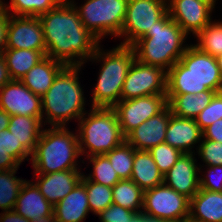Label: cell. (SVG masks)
Segmentation results:
<instances>
[{
	"mask_svg": "<svg viewBox=\"0 0 222 222\" xmlns=\"http://www.w3.org/2000/svg\"><path fill=\"white\" fill-rule=\"evenodd\" d=\"M46 56L66 66H83L101 44L82 24L73 4L60 3L56 8L39 16Z\"/></svg>",
	"mask_w": 222,
	"mask_h": 222,
	"instance_id": "cell-1",
	"label": "cell"
},
{
	"mask_svg": "<svg viewBox=\"0 0 222 222\" xmlns=\"http://www.w3.org/2000/svg\"><path fill=\"white\" fill-rule=\"evenodd\" d=\"M83 66H66L55 78L52 86L41 97L44 126L67 127L71 120L78 122L88 111L80 71ZM86 105V106H85Z\"/></svg>",
	"mask_w": 222,
	"mask_h": 222,
	"instance_id": "cell-2",
	"label": "cell"
},
{
	"mask_svg": "<svg viewBox=\"0 0 222 222\" xmlns=\"http://www.w3.org/2000/svg\"><path fill=\"white\" fill-rule=\"evenodd\" d=\"M207 90L222 92V76L214 56L190 43L168 71L166 94H197Z\"/></svg>",
	"mask_w": 222,
	"mask_h": 222,
	"instance_id": "cell-3",
	"label": "cell"
},
{
	"mask_svg": "<svg viewBox=\"0 0 222 222\" xmlns=\"http://www.w3.org/2000/svg\"><path fill=\"white\" fill-rule=\"evenodd\" d=\"M186 39L190 37L171 19L167 11L152 30H148L131 46L136 60L168 71L190 45Z\"/></svg>",
	"mask_w": 222,
	"mask_h": 222,
	"instance_id": "cell-4",
	"label": "cell"
},
{
	"mask_svg": "<svg viewBox=\"0 0 222 222\" xmlns=\"http://www.w3.org/2000/svg\"><path fill=\"white\" fill-rule=\"evenodd\" d=\"M101 45L88 60L101 65L89 102L91 107L113 108L120 101L123 84L135 60V53L129 45L117 44L107 50Z\"/></svg>",
	"mask_w": 222,
	"mask_h": 222,
	"instance_id": "cell-5",
	"label": "cell"
},
{
	"mask_svg": "<svg viewBox=\"0 0 222 222\" xmlns=\"http://www.w3.org/2000/svg\"><path fill=\"white\" fill-rule=\"evenodd\" d=\"M48 127V128H47ZM77 131L69 127L46 126L31 155L34 174L82 169Z\"/></svg>",
	"mask_w": 222,
	"mask_h": 222,
	"instance_id": "cell-6",
	"label": "cell"
},
{
	"mask_svg": "<svg viewBox=\"0 0 222 222\" xmlns=\"http://www.w3.org/2000/svg\"><path fill=\"white\" fill-rule=\"evenodd\" d=\"M77 123L81 158L106 154L125 141L113 108L90 106Z\"/></svg>",
	"mask_w": 222,
	"mask_h": 222,
	"instance_id": "cell-7",
	"label": "cell"
},
{
	"mask_svg": "<svg viewBox=\"0 0 222 222\" xmlns=\"http://www.w3.org/2000/svg\"><path fill=\"white\" fill-rule=\"evenodd\" d=\"M129 0H84L73 3L82 24L100 41L108 36L118 38ZM79 4V6H78Z\"/></svg>",
	"mask_w": 222,
	"mask_h": 222,
	"instance_id": "cell-8",
	"label": "cell"
},
{
	"mask_svg": "<svg viewBox=\"0 0 222 222\" xmlns=\"http://www.w3.org/2000/svg\"><path fill=\"white\" fill-rule=\"evenodd\" d=\"M167 0H129L119 44L131 46L167 12Z\"/></svg>",
	"mask_w": 222,
	"mask_h": 222,
	"instance_id": "cell-9",
	"label": "cell"
},
{
	"mask_svg": "<svg viewBox=\"0 0 222 222\" xmlns=\"http://www.w3.org/2000/svg\"><path fill=\"white\" fill-rule=\"evenodd\" d=\"M142 213L180 222L190 215V199L162 184L144 191Z\"/></svg>",
	"mask_w": 222,
	"mask_h": 222,
	"instance_id": "cell-10",
	"label": "cell"
},
{
	"mask_svg": "<svg viewBox=\"0 0 222 222\" xmlns=\"http://www.w3.org/2000/svg\"><path fill=\"white\" fill-rule=\"evenodd\" d=\"M167 71L134 60L125 78L120 100L166 94Z\"/></svg>",
	"mask_w": 222,
	"mask_h": 222,
	"instance_id": "cell-11",
	"label": "cell"
},
{
	"mask_svg": "<svg viewBox=\"0 0 222 222\" xmlns=\"http://www.w3.org/2000/svg\"><path fill=\"white\" fill-rule=\"evenodd\" d=\"M166 106V94H157L120 100L113 109L117 115L122 134L126 137L142 122L157 115Z\"/></svg>",
	"mask_w": 222,
	"mask_h": 222,
	"instance_id": "cell-12",
	"label": "cell"
},
{
	"mask_svg": "<svg viewBox=\"0 0 222 222\" xmlns=\"http://www.w3.org/2000/svg\"><path fill=\"white\" fill-rule=\"evenodd\" d=\"M167 10L190 38H194L213 19L215 7L206 0H167ZM192 33V34H191Z\"/></svg>",
	"mask_w": 222,
	"mask_h": 222,
	"instance_id": "cell-13",
	"label": "cell"
},
{
	"mask_svg": "<svg viewBox=\"0 0 222 222\" xmlns=\"http://www.w3.org/2000/svg\"><path fill=\"white\" fill-rule=\"evenodd\" d=\"M7 49L38 50L46 56V45L41 20L36 16L9 14Z\"/></svg>",
	"mask_w": 222,
	"mask_h": 222,
	"instance_id": "cell-14",
	"label": "cell"
},
{
	"mask_svg": "<svg viewBox=\"0 0 222 222\" xmlns=\"http://www.w3.org/2000/svg\"><path fill=\"white\" fill-rule=\"evenodd\" d=\"M0 108L10 116L42 119L41 97L29 90L21 80H11L0 89Z\"/></svg>",
	"mask_w": 222,
	"mask_h": 222,
	"instance_id": "cell-15",
	"label": "cell"
},
{
	"mask_svg": "<svg viewBox=\"0 0 222 222\" xmlns=\"http://www.w3.org/2000/svg\"><path fill=\"white\" fill-rule=\"evenodd\" d=\"M195 156V153H183L163 176V184L189 199L200 189V170Z\"/></svg>",
	"mask_w": 222,
	"mask_h": 222,
	"instance_id": "cell-16",
	"label": "cell"
},
{
	"mask_svg": "<svg viewBox=\"0 0 222 222\" xmlns=\"http://www.w3.org/2000/svg\"><path fill=\"white\" fill-rule=\"evenodd\" d=\"M82 169H72L48 174H34L33 182L51 205H56L81 181Z\"/></svg>",
	"mask_w": 222,
	"mask_h": 222,
	"instance_id": "cell-17",
	"label": "cell"
},
{
	"mask_svg": "<svg viewBox=\"0 0 222 222\" xmlns=\"http://www.w3.org/2000/svg\"><path fill=\"white\" fill-rule=\"evenodd\" d=\"M170 118V108L167 105L160 113L142 122L132 130L125 140L135 150H150L165 141V133Z\"/></svg>",
	"mask_w": 222,
	"mask_h": 222,
	"instance_id": "cell-18",
	"label": "cell"
},
{
	"mask_svg": "<svg viewBox=\"0 0 222 222\" xmlns=\"http://www.w3.org/2000/svg\"><path fill=\"white\" fill-rule=\"evenodd\" d=\"M202 137V130L194 119L174 116L170 110L164 142L182 153H196Z\"/></svg>",
	"mask_w": 222,
	"mask_h": 222,
	"instance_id": "cell-19",
	"label": "cell"
},
{
	"mask_svg": "<svg viewBox=\"0 0 222 222\" xmlns=\"http://www.w3.org/2000/svg\"><path fill=\"white\" fill-rule=\"evenodd\" d=\"M14 210L33 222L41 217L51 216L53 205L46 200L32 180L26 179L20 189Z\"/></svg>",
	"mask_w": 222,
	"mask_h": 222,
	"instance_id": "cell-20",
	"label": "cell"
},
{
	"mask_svg": "<svg viewBox=\"0 0 222 222\" xmlns=\"http://www.w3.org/2000/svg\"><path fill=\"white\" fill-rule=\"evenodd\" d=\"M90 212L85 185L80 181L75 188L56 205L53 215L57 222H85Z\"/></svg>",
	"mask_w": 222,
	"mask_h": 222,
	"instance_id": "cell-21",
	"label": "cell"
},
{
	"mask_svg": "<svg viewBox=\"0 0 222 222\" xmlns=\"http://www.w3.org/2000/svg\"><path fill=\"white\" fill-rule=\"evenodd\" d=\"M65 67V64L45 56L26 73L21 82L35 95L42 97Z\"/></svg>",
	"mask_w": 222,
	"mask_h": 222,
	"instance_id": "cell-22",
	"label": "cell"
},
{
	"mask_svg": "<svg viewBox=\"0 0 222 222\" xmlns=\"http://www.w3.org/2000/svg\"><path fill=\"white\" fill-rule=\"evenodd\" d=\"M215 94L216 92L212 90L197 94H166L167 105L174 116L195 119L207 107Z\"/></svg>",
	"mask_w": 222,
	"mask_h": 222,
	"instance_id": "cell-23",
	"label": "cell"
},
{
	"mask_svg": "<svg viewBox=\"0 0 222 222\" xmlns=\"http://www.w3.org/2000/svg\"><path fill=\"white\" fill-rule=\"evenodd\" d=\"M189 216L202 222H222V192L199 189L190 199Z\"/></svg>",
	"mask_w": 222,
	"mask_h": 222,
	"instance_id": "cell-24",
	"label": "cell"
},
{
	"mask_svg": "<svg viewBox=\"0 0 222 222\" xmlns=\"http://www.w3.org/2000/svg\"><path fill=\"white\" fill-rule=\"evenodd\" d=\"M143 191L163 184V175L159 171L149 151L135 150L131 178Z\"/></svg>",
	"mask_w": 222,
	"mask_h": 222,
	"instance_id": "cell-25",
	"label": "cell"
},
{
	"mask_svg": "<svg viewBox=\"0 0 222 222\" xmlns=\"http://www.w3.org/2000/svg\"><path fill=\"white\" fill-rule=\"evenodd\" d=\"M42 119L37 117L12 115L8 130L31 154L34 152L43 131Z\"/></svg>",
	"mask_w": 222,
	"mask_h": 222,
	"instance_id": "cell-26",
	"label": "cell"
},
{
	"mask_svg": "<svg viewBox=\"0 0 222 222\" xmlns=\"http://www.w3.org/2000/svg\"><path fill=\"white\" fill-rule=\"evenodd\" d=\"M10 78L21 80L45 56L38 50L6 49L3 53Z\"/></svg>",
	"mask_w": 222,
	"mask_h": 222,
	"instance_id": "cell-27",
	"label": "cell"
},
{
	"mask_svg": "<svg viewBox=\"0 0 222 222\" xmlns=\"http://www.w3.org/2000/svg\"><path fill=\"white\" fill-rule=\"evenodd\" d=\"M113 204L137 213L142 212L144 191L131 179L118 181L113 187Z\"/></svg>",
	"mask_w": 222,
	"mask_h": 222,
	"instance_id": "cell-28",
	"label": "cell"
},
{
	"mask_svg": "<svg viewBox=\"0 0 222 222\" xmlns=\"http://www.w3.org/2000/svg\"><path fill=\"white\" fill-rule=\"evenodd\" d=\"M18 169L0 171V209L14 210L20 189L26 179L15 176Z\"/></svg>",
	"mask_w": 222,
	"mask_h": 222,
	"instance_id": "cell-29",
	"label": "cell"
},
{
	"mask_svg": "<svg viewBox=\"0 0 222 222\" xmlns=\"http://www.w3.org/2000/svg\"><path fill=\"white\" fill-rule=\"evenodd\" d=\"M216 20L214 18L194 37V45L215 58L222 55V20Z\"/></svg>",
	"mask_w": 222,
	"mask_h": 222,
	"instance_id": "cell-30",
	"label": "cell"
},
{
	"mask_svg": "<svg viewBox=\"0 0 222 222\" xmlns=\"http://www.w3.org/2000/svg\"><path fill=\"white\" fill-rule=\"evenodd\" d=\"M58 0H3V9L13 16H36L56 8Z\"/></svg>",
	"mask_w": 222,
	"mask_h": 222,
	"instance_id": "cell-31",
	"label": "cell"
},
{
	"mask_svg": "<svg viewBox=\"0 0 222 222\" xmlns=\"http://www.w3.org/2000/svg\"><path fill=\"white\" fill-rule=\"evenodd\" d=\"M86 159L88 164L92 165V170L89 174L83 173V175L90 181L103 184L105 186L113 187L118 181H120L117 172L113 169L108 157L103 155H93L82 160L81 163L85 164Z\"/></svg>",
	"mask_w": 222,
	"mask_h": 222,
	"instance_id": "cell-32",
	"label": "cell"
},
{
	"mask_svg": "<svg viewBox=\"0 0 222 222\" xmlns=\"http://www.w3.org/2000/svg\"><path fill=\"white\" fill-rule=\"evenodd\" d=\"M120 180L130 179L134 164L135 148L126 140L105 154Z\"/></svg>",
	"mask_w": 222,
	"mask_h": 222,
	"instance_id": "cell-33",
	"label": "cell"
},
{
	"mask_svg": "<svg viewBox=\"0 0 222 222\" xmlns=\"http://www.w3.org/2000/svg\"><path fill=\"white\" fill-rule=\"evenodd\" d=\"M81 182L85 185L90 212L98 215L113 204L112 187L88 180L84 175Z\"/></svg>",
	"mask_w": 222,
	"mask_h": 222,
	"instance_id": "cell-34",
	"label": "cell"
},
{
	"mask_svg": "<svg viewBox=\"0 0 222 222\" xmlns=\"http://www.w3.org/2000/svg\"><path fill=\"white\" fill-rule=\"evenodd\" d=\"M148 151L151 153L153 160L163 176L175 165L183 154L180 150L168 145L166 142L160 143Z\"/></svg>",
	"mask_w": 222,
	"mask_h": 222,
	"instance_id": "cell-35",
	"label": "cell"
},
{
	"mask_svg": "<svg viewBox=\"0 0 222 222\" xmlns=\"http://www.w3.org/2000/svg\"><path fill=\"white\" fill-rule=\"evenodd\" d=\"M196 156L203 163L202 165L199 164V166H222V143L202 137Z\"/></svg>",
	"mask_w": 222,
	"mask_h": 222,
	"instance_id": "cell-36",
	"label": "cell"
},
{
	"mask_svg": "<svg viewBox=\"0 0 222 222\" xmlns=\"http://www.w3.org/2000/svg\"><path fill=\"white\" fill-rule=\"evenodd\" d=\"M0 151H4L13 156L21 165L26 160H31V153L18 143L14 135L7 129L0 131Z\"/></svg>",
	"mask_w": 222,
	"mask_h": 222,
	"instance_id": "cell-37",
	"label": "cell"
},
{
	"mask_svg": "<svg viewBox=\"0 0 222 222\" xmlns=\"http://www.w3.org/2000/svg\"><path fill=\"white\" fill-rule=\"evenodd\" d=\"M218 119H222V92L216 93L207 107L194 120L203 131Z\"/></svg>",
	"mask_w": 222,
	"mask_h": 222,
	"instance_id": "cell-38",
	"label": "cell"
},
{
	"mask_svg": "<svg viewBox=\"0 0 222 222\" xmlns=\"http://www.w3.org/2000/svg\"><path fill=\"white\" fill-rule=\"evenodd\" d=\"M199 170L200 189L222 192V166H199Z\"/></svg>",
	"mask_w": 222,
	"mask_h": 222,
	"instance_id": "cell-39",
	"label": "cell"
},
{
	"mask_svg": "<svg viewBox=\"0 0 222 222\" xmlns=\"http://www.w3.org/2000/svg\"><path fill=\"white\" fill-rule=\"evenodd\" d=\"M137 214V212L125 209L122 206L111 204L96 217H99L100 222H132Z\"/></svg>",
	"mask_w": 222,
	"mask_h": 222,
	"instance_id": "cell-40",
	"label": "cell"
},
{
	"mask_svg": "<svg viewBox=\"0 0 222 222\" xmlns=\"http://www.w3.org/2000/svg\"><path fill=\"white\" fill-rule=\"evenodd\" d=\"M203 138L222 143V119H218L203 131Z\"/></svg>",
	"mask_w": 222,
	"mask_h": 222,
	"instance_id": "cell-41",
	"label": "cell"
},
{
	"mask_svg": "<svg viewBox=\"0 0 222 222\" xmlns=\"http://www.w3.org/2000/svg\"><path fill=\"white\" fill-rule=\"evenodd\" d=\"M9 25V13L4 9L0 10V55L7 49V29Z\"/></svg>",
	"mask_w": 222,
	"mask_h": 222,
	"instance_id": "cell-42",
	"label": "cell"
},
{
	"mask_svg": "<svg viewBox=\"0 0 222 222\" xmlns=\"http://www.w3.org/2000/svg\"><path fill=\"white\" fill-rule=\"evenodd\" d=\"M21 164L10 154L0 151V171L19 169Z\"/></svg>",
	"mask_w": 222,
	"mask_h": 222,
	"instance_id": "cell-43",
	"label": "cell"
},
{
	"mask_svg": "<svg viewBox=\"0 0 222 222\" xmlns=\"http://www.w3.org/2000/svg\"><path fill=\"white\" fill-rule=\"evenodd\" d=\"M0 222H32L19 215L15 210L4 211L0 213Z\"/></svg>",
	"mask_w": 222,
	"mask_h": 222,
	"instance_id": "cell-44",
	"label": "cell"
},
{
	"mask_svg": "<svg viewBox=\"0 0 222 222\" xmlns=\"http://www.w3.org/2000/svg\"><path fill=\"white\" fill-rule=\"evenodd\" d=\"M12 79L10 78L8 69L6 67L5 60L2 55H0V89Z\"/></svg>",
	"mask_w": 222,
	"mask_h": 222,
	"instance_id": "cell-45",
	"label": "cell"
},
{
	"mask_svg": "<svg viewBox=\"0 0 222 222\" xmlns=\"http://www.w3.org/2000/svg\"><path fill=\"white\" fill-rule=\"evenodd\" d=\"M10 115L0 108V131L7 130L10 122Z\"/></svg>",
	"mask_w": 222,
	"mask_h": 222,
	"instance_id": "cell-46",
	"label": "cell"
},
{
	"mask_svg": "<svg viewBox=\"0 0 222 222\" xmlns=\"http://www.w3.org/2000/svg\"><path fill=\"white\" fill-rule=\"evenodd\" d=\"M145 222H168V221L164 219H160L159 217L145 214Z\"/></svg>",
	"mask_w": 222,
	"mask_h": 222,
	"instance_id": "cell-47",
	"label": "cell"
},
{
	"mask_svg": "<svg viewBox=\"0 0 222 222\" xmlns=\"http://www.w3.org/2000/svg\"><path fill=\"white\" fill-rule=\"evenodd\" d=\"M33 222H57V220L55 219L54 215L52 214L51 216L41 217L40 219L33 221Z\"/></svg>",
	"mask_w": 222,
	"mask_h": 222,
	"instance_id": "cell-48",
	"label": "cell"
},
{
	"mask_svg": "<svg viewBox=\"0 0 222 222\" xmlns=\"http://www.w3.org/2000/svg\"><path fill=\"white\" fill-rule=\"evenodd\" d=\"M132 222H145V214L144 213H138L134 218Z\"/></svg>",
	"mask_w": 222,
	"mask_h": 222,
	"instance_id": "cell-49",
	"label": "cell"
},
{
	"mask_svg": "<svg viewBox=\"0 0 222 222\" xmlns=\"http://www.w3.org/2000/svg\"><path fill=\"white\" fill-rule=\"evenodd\" d=\"M216 62L222 76V55H219L218 57H216Z\"/></svg>",
	"mask_w": 222,
	"mask_h": 222,
	"instance_id": "cell-50",
	"label": "cell"
},
{
	"mask_svg": "<svg viewBox=\"0 0 222 222\" xmlns=\"http://www.w3.org/2000/svg\"><path fill=\"white\" fill-rule=\"evenodd\" d=\"M180 222H202V221L193 219L192 217L188 216V217L184 218L183 220H181Z\"/></svg>",
	"mask_w": 222,
	"mask_h": 222,
	"instance_id": "cell-51",
	"label": "cell"
},
{
	"mask_svg": "<svg viewBox=\"0 0 222 222\" xmlns=\"http://www.w3.org/2000/svg\"><path fill=\"white\" fill-rule=\"evenodd\" d=\"M206 1L210 2L216 8L217 0H206Z\"/></svg>",
	"mask_w": 222,
	"mask_h": 222,
	"instance_id": "cell-52",
	"label": "cell"
},
{
	"mask_svg": "<svg viewBox=\"0 0 222 222\" xmlns=\"http://www.w3.org/2000/svg\"><path fill=\"white\" fill-rule=\"evenodd\" d=\"M3 9V0H0V10Z\"/></svg>",
	"mask_w": 222,
	"mask_h": 222,
	"instance_id": "cell-53",
	"label": "cell"
},
{
	"mask_svg": "<svg viewBox=\"0 0 222 222\" xmlns=\"http://www.w3.org/2000/svg\"><path fill=\"white\" fill-rule=\"evenodd\" d=\"M60 3H68V0H58Z\"/></svg>",
	"mask_w": 222,
	"mask_h": 222,
	"instance_id": "cell-54",
	"label": "cell"
},
{
	"mask_svg": "<svg viewBox=\"0 0 222 222\" xmlns=\"http://www.w3.org/2000/svg\"><path fill=\"white\" fill-rule=\"evenodd\" d=\"M75 2H76L75 0H68V4H73Z\"/></svg>",
	"mask_w": 222,
	"mask_h": 222,
	"instance_id": "cell-55",
	"label": "cell"
}]
</instances>
